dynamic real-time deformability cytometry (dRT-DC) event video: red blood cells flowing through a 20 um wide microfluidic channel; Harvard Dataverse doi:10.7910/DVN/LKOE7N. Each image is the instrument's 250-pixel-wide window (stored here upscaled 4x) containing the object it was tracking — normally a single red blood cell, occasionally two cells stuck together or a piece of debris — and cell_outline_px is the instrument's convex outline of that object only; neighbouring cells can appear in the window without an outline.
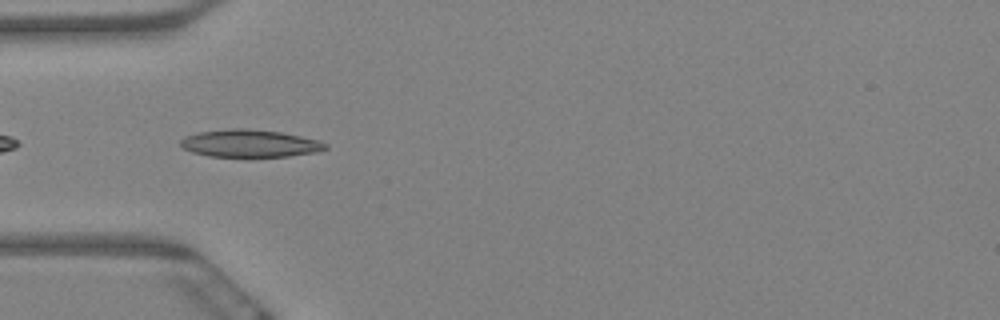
{"species": "Egyptian fruit bat (a non-hibernating species)", "species_latin": "Rousettus aegyptiacus", "temperature_condition": "warm", "stored_images_in_passage": 6, "camera_frame_rate_fps": 3000, "um_per_image_px": 0.085, "animal": {"sex": "female"}, "frame": {"image": 1, "passage_image": 3, "time_ms": 0.667, "image_size_px": [1000, 320], "cell_outline_px": [[328, 148], [316, 152], [288, 156], [208, 156], [192, 152], [184, 148], [180, 144], [180, 140], [184, 136], [200, 132], [232, 128], [244, 128], [280, 132], [300, 136], [316, 140], [328, 144]], "centroid_in_image_um": [21.22, 12.18], "position_along_channel_um": 63.8, "area_um2": 22.95}}